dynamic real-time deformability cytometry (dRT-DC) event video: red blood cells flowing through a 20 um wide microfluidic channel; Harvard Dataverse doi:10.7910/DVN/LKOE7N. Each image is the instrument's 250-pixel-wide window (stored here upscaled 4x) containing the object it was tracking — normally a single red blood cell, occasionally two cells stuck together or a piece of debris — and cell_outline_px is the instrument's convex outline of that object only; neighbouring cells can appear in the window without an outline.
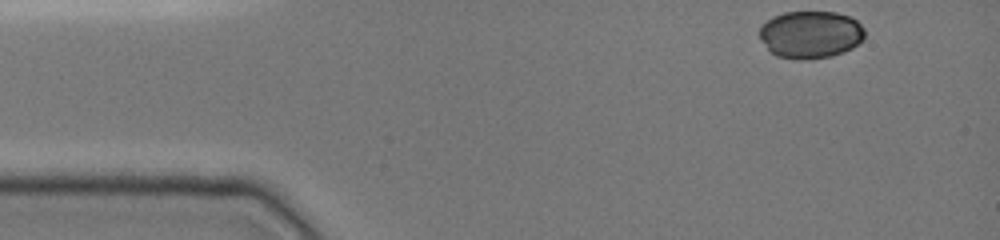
{"species": "common noctule bat (a hibernating species)", "species_latin": "Nyctalus noctula", "temperature_condition": "cold", "stored_images_in_passage": 37, "camera_frame_rate_fps": 3000, "um_per_image_px": 0.085, "animal": {"sex": "female", "body_mass_g": 19.0, "forearm_length_mm": 51.5}, "frame": {"image": 1, "passage_image": 1, "time_ms": 0.0, "image_size_px": [1000, 240], "cell_outline_px": [[864, 40], [852, 48], [844, 52], [832, 56], [804, 60], [796, 60], [776, 56], [760, 40], [760, 28], [772, 16], [784, 12], [836, 12], [848, 16], [856, 20], [864, 28]], "centroid_in_image_um": [68.91, 2.94], "position_along_channel_um": 16.1, "area_um2": 29.25}}
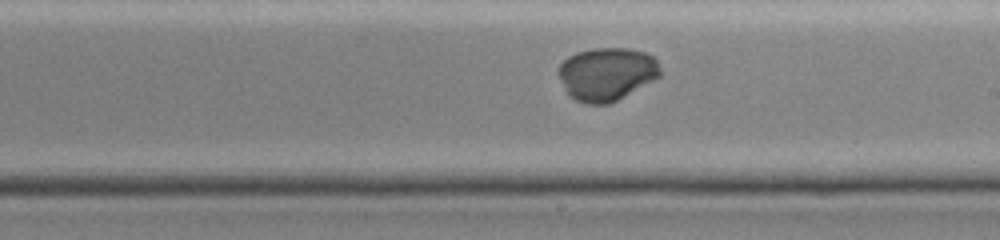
{"frame": {"image": 2, "passage_image": 24, "time_ms": 7.667, "image_size_px": [1000, 240], "cell_outline_px": [[660, 76], [616, 100], [608, 104], [588, 104], [576, 100], [568, 96], [556, 72], [560, 64], [568, 56], [576, 52], [592, 48], [628, 48], [644, 52], [652, 56], [656, 60], [660, 68]], "centroid_in_image_um": [51.52, 6.27], "position_along_channel_um": 237.5, "area_um2": 31.44}}
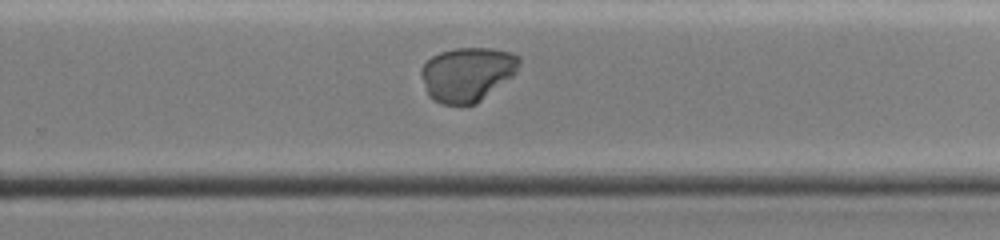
{"frame": {"image": 3, "passage_image": 28, "time_ms": 9.0, "image_size_px": [1000, 240], "cell_outline_px": [[520, 64], [516, 72], [512, 76], [476, 104], [444, 104], [428, 96], [420, 76], [420, 68], [432, 56], [440, 52], [456, 48], [492, 48], [512, 52], [520, 56]], "centroid_in_image_um": [39.71, 6.28], "position_along_channel_um": 290.1, "area_um2": 30.98}}